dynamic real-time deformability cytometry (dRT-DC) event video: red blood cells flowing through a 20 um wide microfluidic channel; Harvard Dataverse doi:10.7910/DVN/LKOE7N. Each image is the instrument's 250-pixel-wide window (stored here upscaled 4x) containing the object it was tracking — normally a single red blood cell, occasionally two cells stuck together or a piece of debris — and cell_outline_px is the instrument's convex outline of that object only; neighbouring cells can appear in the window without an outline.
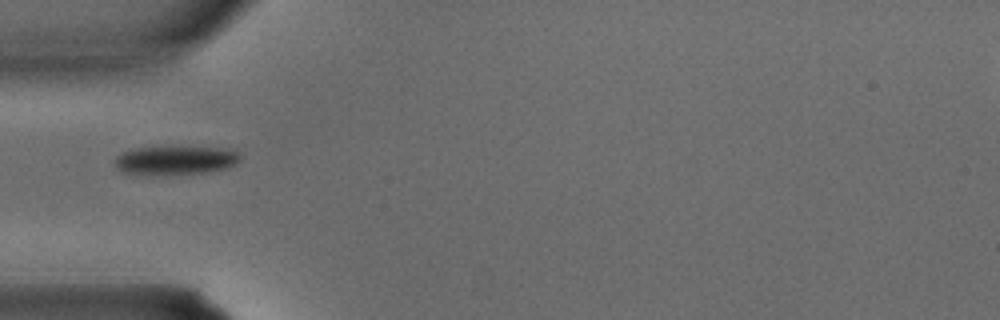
{"species": "common noctule bat (a hibernating species)", "species_latin": "Nyctalus noctula", "temperature_condition": "warm", "stored_images_in_passage": 24, "camera_frame_rate_fps": 3000, "um_per_image_px": 0.085, "animal": {"sex": "male", "body_mass_g": 15.6}, "frame": {"image": 1, "passage_image": 1, "time_ms": 0.0, "image_size_px": [1000, 320], "cell_outline_px": [[240, 160], [236, 164], [228, 168], [208, 172], [156, 176], [120, 172], [116, 168], [112, 160], [116, 156], [124, 152], [136, 148], [172, 144], [232, 148], [240, 156]], "centroid_in_image_um": [14.91, 13.59], "position_along_channel_um": 70.1, "area_um2": 22.6}}
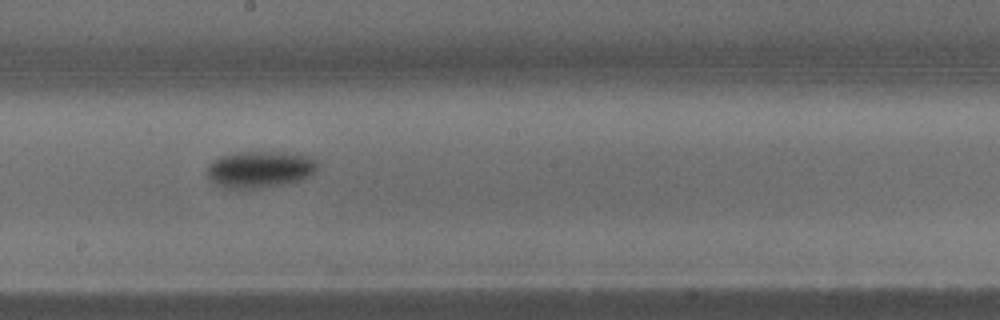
{"frame": {"image": 2, "passage_image": 9, "time_ms": 2.667, "image_size_px": [1000, 320], "cell_outline_px": [[316, 168], [308, 176], [300, 180], [260, 188], [228, 188], [216, 184], [208, 176], [208, 164], [220, 156], [236, 152], [280, 152], [312, 156], [316, 164]], "centroid_in_image_um": [22.06, 14.38], "position_along_channel_um": 226.1, "area_um2": 23.18}}
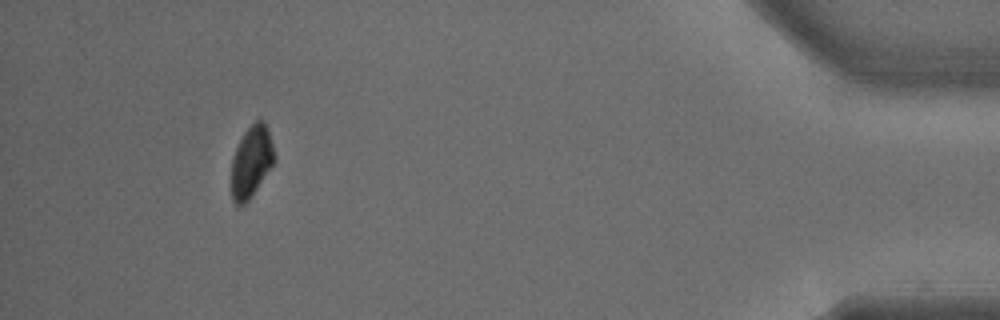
{"frame": {"image": 3, "passage_image": 22, "time_ms": 7.0, "image_size_px": [1000, 320], "cell_outline_px": [[276, 160], [252, 196], [244, 204], [236, 204], [232, 200], [232, 160], [236, 148], [244, 132], [256, 120], [260, 120], [268, 128], [276, 156]], "centroid_in_image_um": [21.39, 13.74], "position_along_channel_um": 413.8, "area_um2": 17.74}}